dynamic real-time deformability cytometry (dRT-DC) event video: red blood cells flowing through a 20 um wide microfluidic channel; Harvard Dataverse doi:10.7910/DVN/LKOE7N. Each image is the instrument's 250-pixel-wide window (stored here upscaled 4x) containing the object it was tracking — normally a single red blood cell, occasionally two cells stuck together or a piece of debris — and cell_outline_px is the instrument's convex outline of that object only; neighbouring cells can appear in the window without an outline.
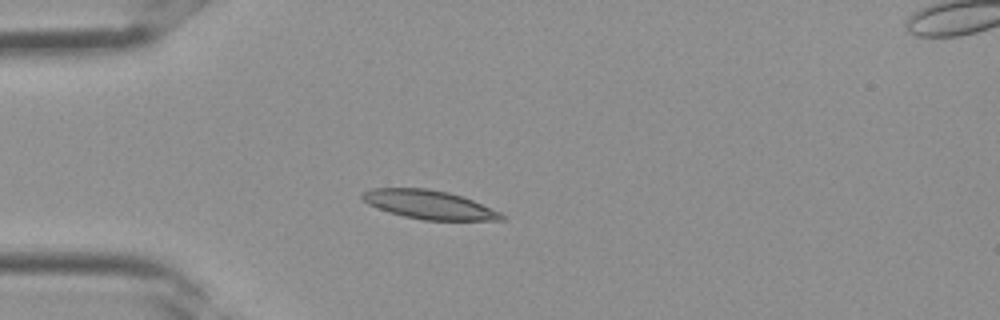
{"species": "Egyptian fruit bat (a non-hibernating species)", "species_latin": "Rousettus aegyptiacus", "temperature_condition": "room temperature", "stored_images_in_passage": 2, "camera_frame_rate_fps": 3000, "um_per_image_px": 0.085, "frame": {"image": 1, "passage_image": 2, "time_ms": 0.333, "image_size_px": [1000, 320], "cell_outline_px": [[508, 216], [504, 220], [424, 220], [404, 216], [388, 212], [376, 208], [368, 204], [360, 196], [360, 192], [372, 188], [428, 188], [448, 192], [472, 200], [500, 212]], "centroid_in_image_um": [36.44, 17.39], "position_along_channel_um": 48.6, "area_um2": 23.35}}